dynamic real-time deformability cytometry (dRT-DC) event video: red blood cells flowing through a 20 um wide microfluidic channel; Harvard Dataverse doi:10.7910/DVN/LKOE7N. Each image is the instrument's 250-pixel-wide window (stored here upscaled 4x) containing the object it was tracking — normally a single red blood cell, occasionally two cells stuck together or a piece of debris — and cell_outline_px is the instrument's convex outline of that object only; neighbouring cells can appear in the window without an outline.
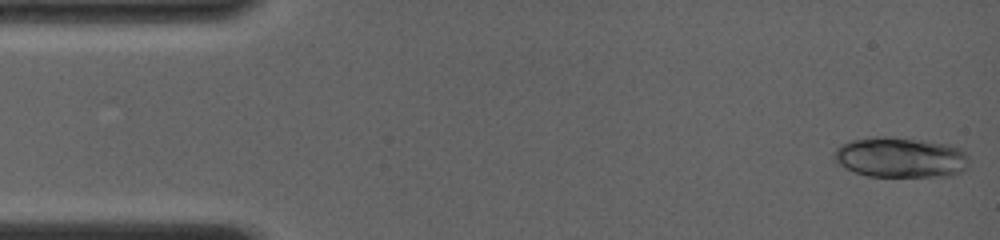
{"species": "common noctule bat (a hibernating species)", "species_latin": "Nyctalus noctula", "temperature_condition": "room temperature", "stored_images_in_passage": 21, "camera_frame_rate_fps": 4000, "um_per_image_px": 0.085, "animal": {"sex": "female", "body_mass_g": 19.0, "forearm_length_mm": 56.7}, "frame": {"image": 1, "passage_image": 1, "time_ms": 0.0, "image_size_px": [1000, 240], "cell_outline_px": [[968, 156], [964, 168], [960, 172], [948, 176], [868, 176], [852, 172], [844, 168], [832, 160], [832, 152], [836, 148], [852, 140], [880, 136], [888, 136], [928, 140], [948, 144], [960, 148]], "centroid_in_image_um": [76.48, 13.37], "position_along_channel_um": 8.5, "area_um2": 31.96}}